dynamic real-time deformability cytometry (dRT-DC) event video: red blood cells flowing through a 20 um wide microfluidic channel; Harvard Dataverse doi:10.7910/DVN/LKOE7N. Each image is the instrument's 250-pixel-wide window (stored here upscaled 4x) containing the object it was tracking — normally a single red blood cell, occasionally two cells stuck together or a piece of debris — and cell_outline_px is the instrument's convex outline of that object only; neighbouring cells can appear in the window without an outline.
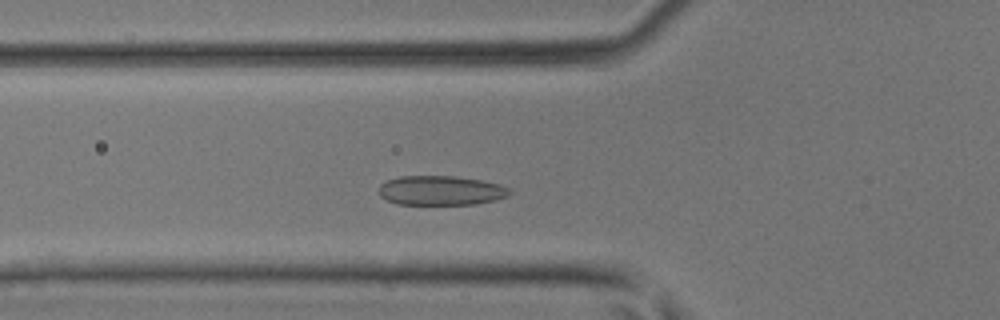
{"species": "common noctule bat (a hibernating species)", "species_latin": "Nyctalus noctula", "temperature_condition": "room temperature", "stored_images_in_passage": 40, "camera_frame_rate_fps": 3000, "um_per_image_px": 0.085, "animal": {"sex": "male", "body_mass_g": 17.9, "forearm_length_mm": 54.2}, "frame": {"image": 1, "passage_image": 10, "time_ms": 3.0, "image_size_px": [1000, 320], "cell_outline_px": [[512, 192], [508, 196], [496, 200], [476, 204], [396, 204], [380, 196], [380, 184], [388, 180], [400, 176], [456, 176], [484, 180], [500, 184], [508, 188]], "centroid_in_image_um": [37.51, 16.19], "position_along_channel_um": 88.3, "area_um2": 22.54}}
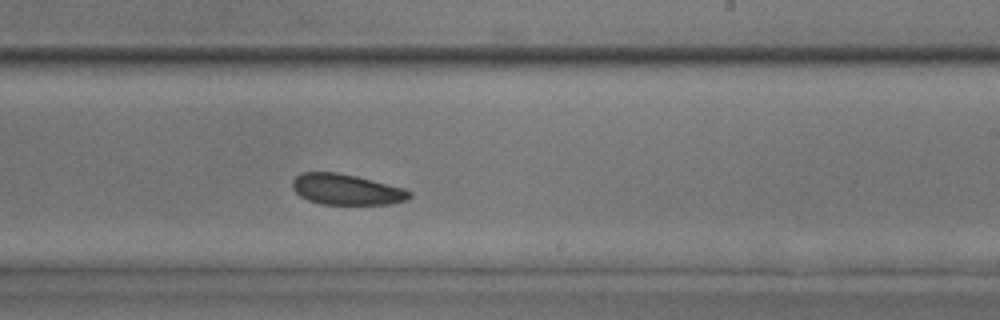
{"frame": {"image": 2, "passage_image": 22, "time_ms": 7.0, "image_size_px": [1000, 320], "cell_outline_px": [[412, 196], [408, 200], [392, 204], [320, 204], [308, 200], [300, 196], [292, 188], [292, 180], [300, 172], [336, 172], [356, 176], [404, 188], [412, 192]], "centroid_in_image_um": [29.45, 16.11], "position_along_channel_um": 259.6, "area_um2": 21.1}}
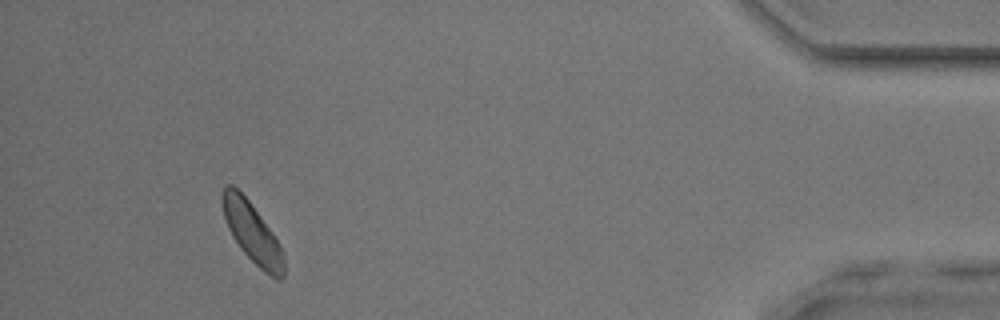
{"frame": {"image": 3, "passage_image": 37, "time_ms": 12.0, "image_size_px": [1000, 320], "cell_outline_px": [[284, 276], [280, 280], [276, 280], [264, 272], [240, 248], [232, 236], [228, 228], [224, 216], [224, 184], [232, 184], [248, 200], [272, 232], [280, 244], [284, 260]], "centroid_in_image_um": [21.47, 19.83], "position_along_channel_um": 413.7, "area_um2": 20.92}}